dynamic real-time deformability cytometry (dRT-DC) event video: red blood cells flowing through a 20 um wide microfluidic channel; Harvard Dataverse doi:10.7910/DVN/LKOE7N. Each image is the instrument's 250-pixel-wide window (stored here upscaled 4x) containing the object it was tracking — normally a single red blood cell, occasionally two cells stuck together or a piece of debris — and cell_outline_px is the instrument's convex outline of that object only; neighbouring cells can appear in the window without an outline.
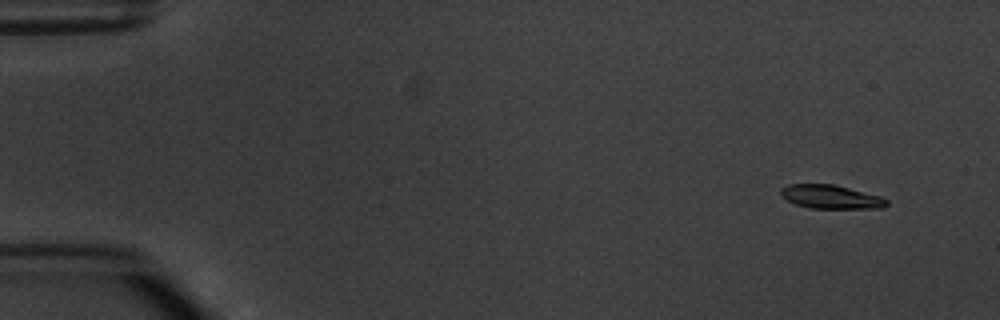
{"species": "common noctule bat (a hibernating species)", "species_latin": "Nyctalus noctula", "temperature_condition": "warm", "stored_images_in_passage": 9, "camera_frame_rate_fps": 3000, "um_per_image_px": 0.085, "animal": {"sex": "male", "body_mass_g": 20.1, "forearm_length_mm": 53.5}, "frame": {"image": 1, "passage_image": 2, "time_ms": 1.333, "image_size_px": [1000, 320], "cell_outline_px": [[888, 204], [884, 208], [812, 208], [796, 204], [780, 196], [780, 188], [788, 184], [832, 184], [880, 196], [888, 200]], "centroid_in_image_um": [70.6, 16.73], "position_along_channel_um": 14.4, "area_um2": 14.51}}
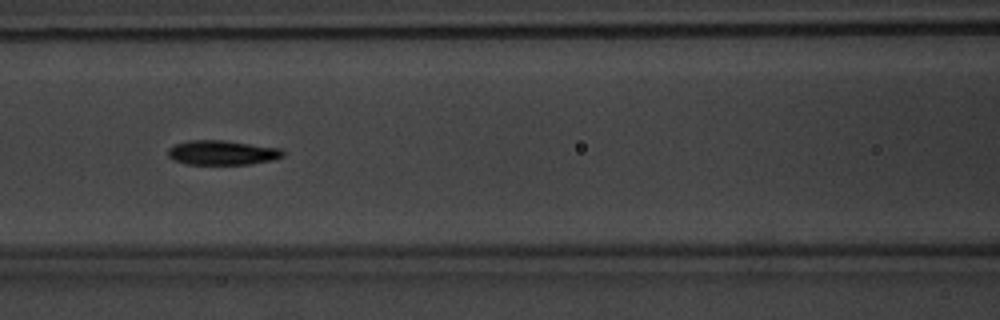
{"frame": {"image": 2, "passage_image": 7, "time_ms": 8.0, "image_size_px": [1000, 320], "cell_outline_px": [[284, 156], [272, 160], [248, 164], [188, 164], [172, 160], [168, 156], [168, 148], [176, 144], [188, 140], [224, 140], [280, 148], [284, 152]], "centroid_in_image_um": [18.87, 12.97], "position_along_channel_um": 147.7, "area_um2": 16.42}}
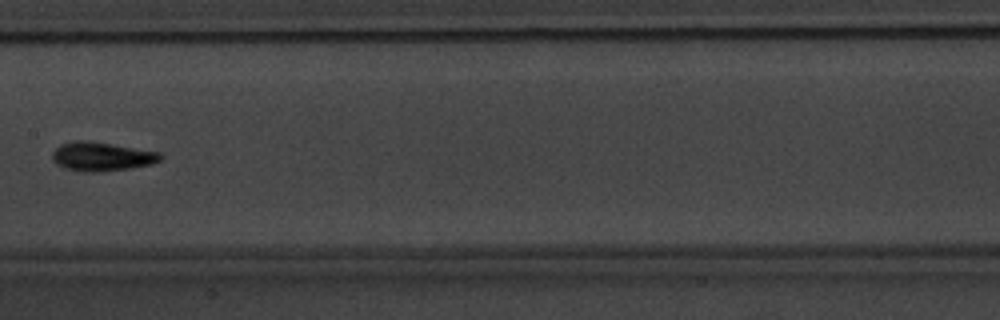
{"frame": {"image": 3, "passage_image": 8, "time_ms": 9.333, "image_size_px": [1000, 320], "cell_outline_px": [[164, 156], [160, 160], [152, 164], [132, 168], [96, 172], [84, 172], [64, 168], [56, 164], [52, 160], [52, 152], [60, 144], [72, 140], [88, 140], [160, 152]], "centroid_in_image_um": [8.62, 13.3], "position_along_channel_um": 198.8, "area_um2": 18.44}}